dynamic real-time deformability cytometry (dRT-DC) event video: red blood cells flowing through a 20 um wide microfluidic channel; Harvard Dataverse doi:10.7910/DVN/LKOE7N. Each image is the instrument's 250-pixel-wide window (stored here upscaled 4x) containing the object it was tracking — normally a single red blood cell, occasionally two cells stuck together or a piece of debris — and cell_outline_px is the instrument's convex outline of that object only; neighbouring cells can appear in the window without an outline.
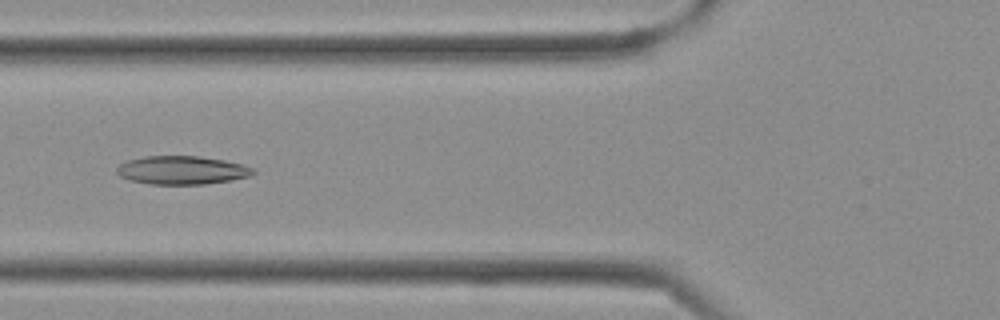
{"species": "Egyptian fruit bat (a non-hibernating species)", "species_latin": "Rousettus aegyptiacus", "temperature_condition": "cold", "stored_images_in_passage": 33, "camera_frame_rate_fps": 3000, "um_per_image_px": 0.085, "frame": {"image": 1, "passage_image": 13, "time_ms": 4.0, "image_size_px": [1000, 320], "cell_outline_px": [[256, 172], [252, 176], [232, 180], [204, 184], [148, 184], [128, 180], [120, 176], [116, 172], [116, 168], [120, 164], [128, 160], [144, 156], [200, 156], [224, 160], [244, 164], [256, 168]], "centroid_in_image_um": [15.5, 14.46], "position_along_channel_um": 110.3, "area_um2": 22.89}}
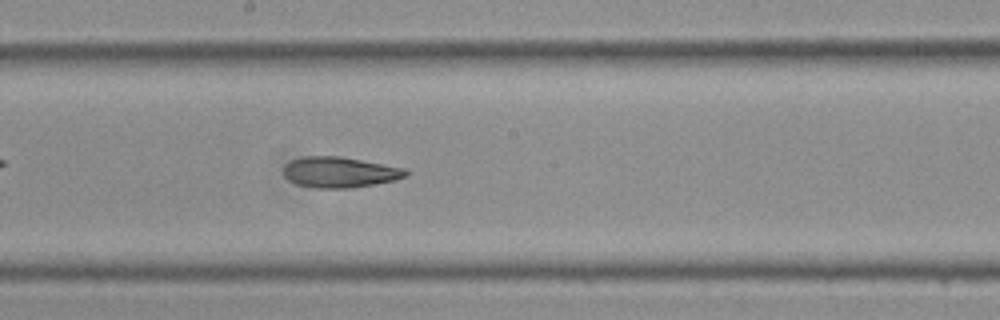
{"frame": {"image": 2, "passage_image": 19, "time_ms": 6.0, "image_size_px": [1000, 320], "cell_outline_px": [[408, 176], [396, 180], [376, 184], [348, 188], [320, 188], [296, 184], [288, 180], [284, 176], [284, 164], [292, 160], [304, 156], [340, 156], [404, 168], [408, 172]], "centroid_in_image_um": [28.87, 14.64], "position_along_channel_um": 219.3, "area_um2": 21.85}}
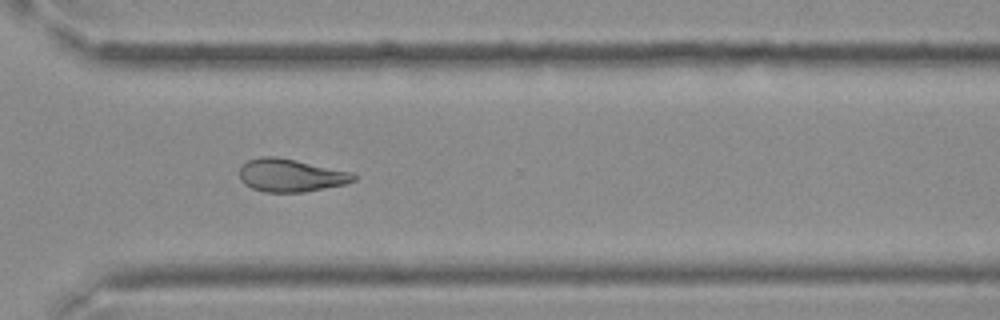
{"frame": {"image": 3, "passage_image": 26, "time_ms": 8.333, "image_size_px": [1000, 320], "cell_outline_px": [[356, 180], [348, 184], [304, 192], [264, 192], [252, 188], [244, 184], [240, 180], [240, 168], [248, 160], [260, 156], [276, 156], [296, 160], [352, 172], [356, 176]], "centroid_in_image_um": [24.73, 14.91], "position_along_channel_um": 345.9, "area_um2": 22.02}}